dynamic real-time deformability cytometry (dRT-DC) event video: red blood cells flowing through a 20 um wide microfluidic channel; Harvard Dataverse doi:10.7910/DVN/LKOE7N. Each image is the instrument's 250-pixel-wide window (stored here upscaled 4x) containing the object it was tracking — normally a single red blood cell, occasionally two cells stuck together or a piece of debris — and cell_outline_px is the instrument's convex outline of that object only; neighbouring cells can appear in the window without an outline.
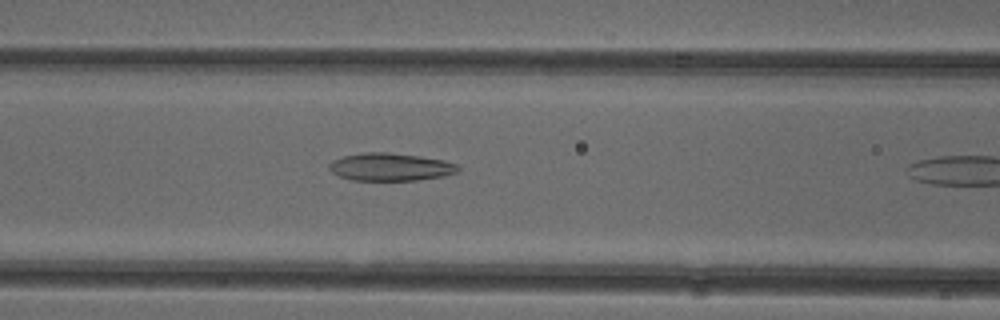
{"species": "common noctule bat (a hibernating species)", "species_latin": "Nyctalus noctula", "temperature_condition": "cold", "stored_images_in_passage": 10, "camera_frame_rate_fps": 3000, "um_per_image_px": 0.085, "animal": {"sex": "female"}, "frame": {"image": 1, "passage_image": 9, "time_ms": 2.667, "image_size_px": [1000, 320], "cell_outline_px": [[460, 168], [456, 172], [444, 176], [416, 180], [352, 180], [340, 176], [332, 172], [328, 168], [328, 164], [332, 160], [344, 156], [364, 152], [388, 152], [420, 156], [444, 160], [460, 164]], "centroid_in_image_um": [33.2, 14.18], "position_along_channel_um": 133.4, "area_um2": 20.92}}